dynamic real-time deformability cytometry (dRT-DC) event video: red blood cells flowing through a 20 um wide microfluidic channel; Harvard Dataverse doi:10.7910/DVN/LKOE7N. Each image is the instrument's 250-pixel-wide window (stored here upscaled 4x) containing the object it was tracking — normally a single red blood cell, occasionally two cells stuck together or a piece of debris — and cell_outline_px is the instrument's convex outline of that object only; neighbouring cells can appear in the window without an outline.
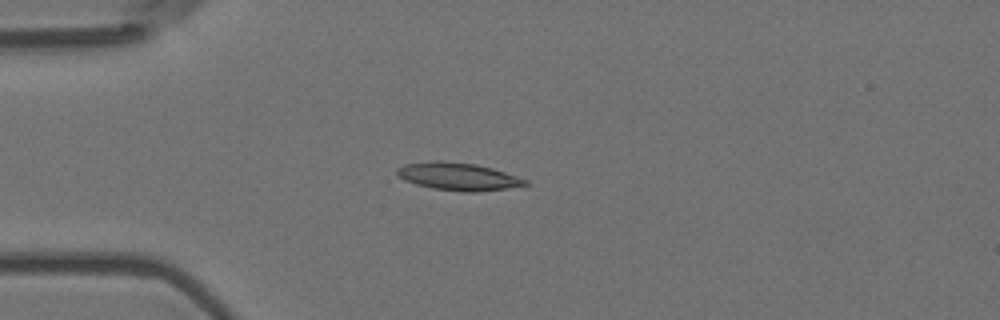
{"species": "Egyptian fruit bat (a non-hibernating species)", "species_latin": "Rousettus aegyptiacus", "temperature_condition": "room temperature", "stored_images_in_passage": 5, "camera_frame_rate_fps": 3000, "um_per_image_px": 0.085, "animal": {"sex": "female"}, "frame": {"image": 1, "passage_image": 3, "time_ms": 0.667, "image_size_px": [1000, 320], "cell_outline_px": [[528, 184], [504, 188], [476, 192], [464, 192], [432, 188], [416, 184], [404, 180], [396, 172], [396, 168], [404, 164], [436, 160], [440, 160], [476, 164], [492, 168], [528, 180]], "centroid_in_image_um": [38.9, 14.99], "position_along_channel_um": 46.1, "area_um2": 20.46}}